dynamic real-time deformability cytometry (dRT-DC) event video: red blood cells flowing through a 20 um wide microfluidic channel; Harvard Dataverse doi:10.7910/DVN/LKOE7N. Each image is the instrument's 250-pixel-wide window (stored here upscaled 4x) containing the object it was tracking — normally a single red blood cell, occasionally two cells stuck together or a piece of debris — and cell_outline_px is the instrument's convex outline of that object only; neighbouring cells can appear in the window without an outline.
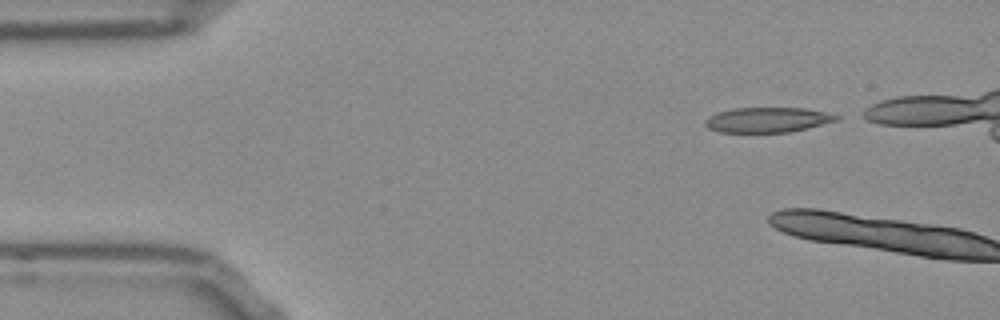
{"species": "Egyptian fruit bat (a non-hibernating species)", "species_latin": "Rousettus aegyptiacus", "temperature_condition": "room temperature", "stored_images_in_passage": 3, "camera_frame_rate_fps": 3000, "um_per_image_px": 0.085, "frame": {"image": 1, "passage_image": 1, "time_ms": 0.0, "image_size_px": [1000, 320], "cell_outline_px": [[840, 120], [808, 128], [788, 132], [720, 132], [708, 128], [704, 124], [704, 120], [708, 116], [716, 112], [732, 108], [804, 108], [824, 112], [840, 116]], "centroid_in_image_um": [65.22, 10.18], "position_along_channel_um": 19.8, "area_um2": 19.25}}